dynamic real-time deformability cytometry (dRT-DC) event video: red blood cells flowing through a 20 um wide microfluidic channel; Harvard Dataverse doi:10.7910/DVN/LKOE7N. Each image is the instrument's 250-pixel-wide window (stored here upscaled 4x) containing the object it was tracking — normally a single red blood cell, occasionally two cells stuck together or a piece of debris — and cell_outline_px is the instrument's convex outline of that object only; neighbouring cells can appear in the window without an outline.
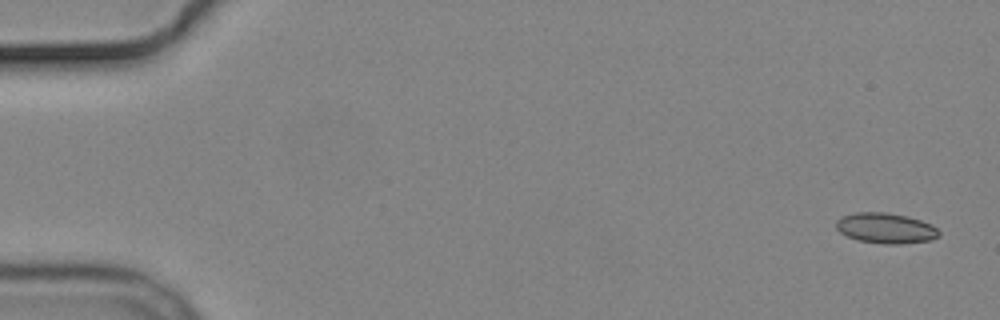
{"species": "common noctule bat (a hibernating species)", "species_latin": "Nyctalus noctula", "temperature_condition": "cold", "stored_images_in_passage": 4, "camera_frame_rate_fps": 3000, "um_per_image_px": 0.085, "animal": {"sex": "male", "body_mass_g": 19.2, "forearm_length_mm": 51.8}, "frame": {"image": 1, "passage_image": 1, "time_ms": 0.0, "image_size_px": [1000, 320], "cell_outline_px": [[940, 236], [932, 240], [900, 244], [884, 244], [860, 240], [848, 236], [840, 232], [836, 228], [836, 220], [844, 216], [856, 212], [884, 212], [908, 216], [932, 224], [940, 232]], "centroid_in_image_um": [75.32, 19.39], "position_along_channel_um": 9.7, "area_um2": 18.21}}